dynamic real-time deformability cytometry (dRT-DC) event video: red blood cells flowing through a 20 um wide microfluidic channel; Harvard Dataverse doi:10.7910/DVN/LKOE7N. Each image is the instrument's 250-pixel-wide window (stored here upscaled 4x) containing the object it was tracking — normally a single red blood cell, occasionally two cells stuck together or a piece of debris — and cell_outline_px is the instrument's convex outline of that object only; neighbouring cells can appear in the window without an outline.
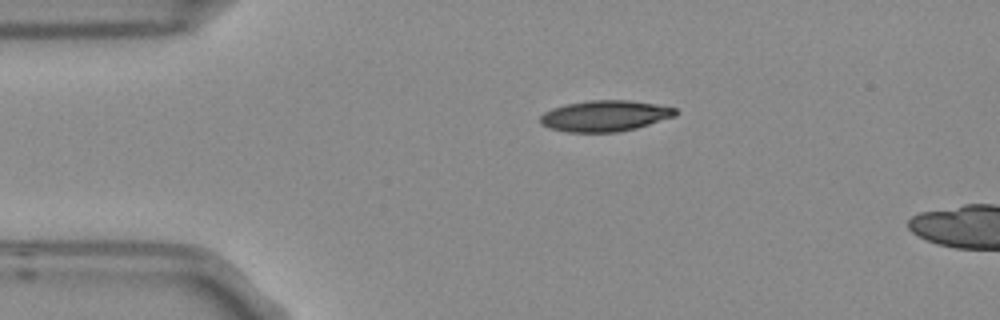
{"species": "Egyptian fruit bat (a non-hibernating species)", "species_latin": "Rousettus aegyptiacus", "temperature_condition": "room temperature", "stored_images_in_passage": 3, "camera_frame_rate_fps": 3000, "um_per_image_px": 0.085, "frame": {"image": 1, "passage_image": 1, "time_ms": 0.0, "image_size_px": [1000, 320], "cell_outline_px": [[676, 116], [636, 128], [616, 132], [568, 132], [548, 128], [540, 124], [540, 116], [544, 112], [552, 108], [568, 104], [588, 100], [628, 100], [656, 104], [676, 108]], "centroid_in_image_um": [51.4, 9.85], "position_along_channel_um": 33.6, "area_um2": 24.39}}